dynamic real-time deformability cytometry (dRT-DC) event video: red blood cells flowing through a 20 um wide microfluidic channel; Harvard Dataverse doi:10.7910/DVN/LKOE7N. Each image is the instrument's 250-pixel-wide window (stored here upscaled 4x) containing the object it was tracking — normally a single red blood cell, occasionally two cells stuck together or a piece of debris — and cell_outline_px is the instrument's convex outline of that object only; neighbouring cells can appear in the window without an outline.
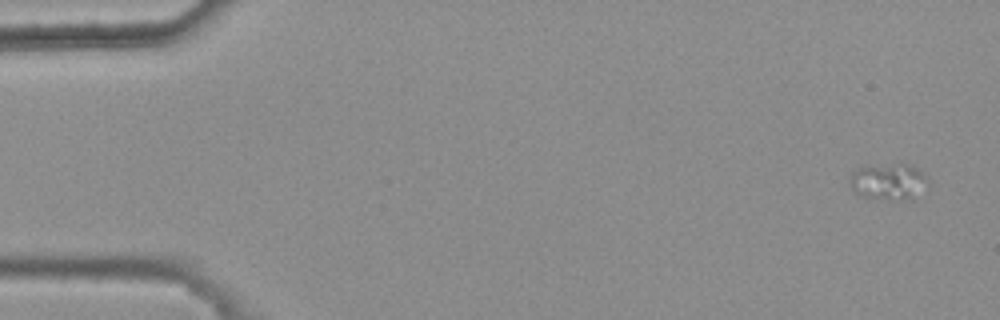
{"species": "common noctule bat (a hibernating species)", "species_latin": "Nyctalus noctula", "temperature_condition": "warm", "stored_images_in_passage": 7, "camera_frame_rate_fps": 3000, "um_per_image_px": 0.085, "animal": {"sex": "female", "body_mass_g": 25.1}, "frame": {"image": 1, "passage_image": 1, "time_ms": 0.0, "image_size_px": [1000, 320], "cell_outline_px": [[928, 180], [912, 200], [864, 196], [856, 192], [852, 188], [852, 172], [864, 164], [908, 164], [916, 168]], "centroid_in_image_um": [75.49, 15.39], "position_along_channel_um": 9.5, "area_um2": 15.95}}